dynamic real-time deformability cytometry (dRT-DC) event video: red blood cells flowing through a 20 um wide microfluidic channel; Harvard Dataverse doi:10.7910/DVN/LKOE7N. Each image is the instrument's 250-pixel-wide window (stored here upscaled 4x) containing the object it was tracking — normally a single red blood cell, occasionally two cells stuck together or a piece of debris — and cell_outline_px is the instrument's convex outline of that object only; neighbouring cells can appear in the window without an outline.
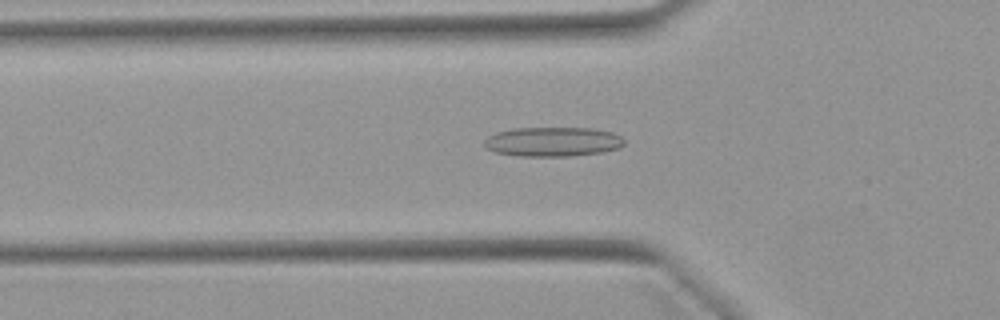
{"species": "Egyptian fruit bat (a non-hibernating species)", "species_latin": "Rousettus aegyptiacus", "temperature_condition": "warm", "stored_images_in_passage": 31, "camera_frame_rate_fps": 3000, "um_per_image_px": 0.085, "animal": {"sex": "female"}, "frame": {"image": 1, "passage_image": 15, "time_ms": 4.667, "image_size_px": [1000, 320], "cell_outline_px": [[624, 144], [620, 148], [604, 152], [572, 156], [520, 156], [496, 152], [488, 148], [484, 144], [484, 140], [488, 136], [496, 132], [512, 128], [592, 128], [612, 132], [620, 136], [624, 140]], "centroid_in_image_um": [47.01, 12.04], "position_along_channel_um": 78.8, "area_um2": 24.1}}
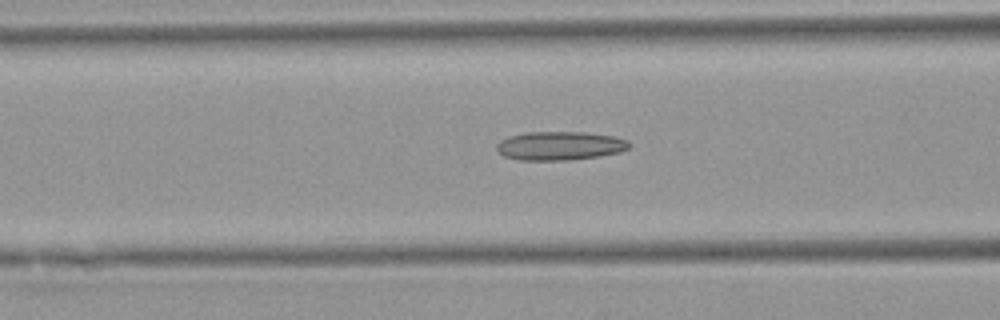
{"frame": {"image": 2, "passage_image": 18, "time_ms": 5.667, "image_size_px": [1000, 320], "cell_outline_px": [[632, 144], [628, 148], [620, 152], [600, 156], [568, 160], [520, 160], [504, 156], [496, 148], [496, 144], [500, 140], [508, 136], [524, 132], [584, 132], [612, 136], [628, 140]], "centroid_in_image_um": [47.58, 12.39], "position_along_channel_um": 119.0, "area_um2": 22.25}}